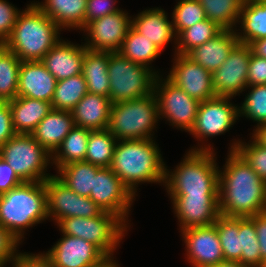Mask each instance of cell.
Returning a JSON list of instances; mask_svg holds the SVG:
<instances>
[{"label": "cell", "mask_w": 266, "mask_h": 267, "mask_svg": "<svg viewBox=\"0 0 266 267\" xmlns=\"http://www.w3.org/2000/svg\"><path fill=\"white\" fill-rule=\"evenodd\" d=\"M223 29L209 19L183 30L175 41V54H187L193 48L217 36Z\"/></svg>", "instance_id": "8d00e7d4"}, {"label": "cell", "mask_w": 266, "mask_h": 267, "mask_svg": "<svg viewBox=\"0 0 266 267\" xmlns=\"http://www.w3.org/2000/svg\"><path fill=\"white\" fill-rule=\"evenodd\" d=\"M131 26L152 41L161 52L169 42L177 40L172 21L168 20L167 13L161 8L143 10L135 18H131Z\"/></svg>", "instance_id": "7402d4cb"}, {"label": "cell", "mask_w": 266, "mask_h": 267, "mask_svg": "<svg viewBox=\"0 0 266 267\" xmlns=\"http://www.w3.org/2000/svg\"><path fill=\"white\" fill-rule=\"evenodd\" d=\"M100 167L85 161L72 162L57 169L55 176L80 196L90 197L94 176Z\"/></svg>", "instance_id": "f546056e"}, {"label": "cell", "mask_w": 266, "mask_h": 267, "mask_svg": "<svg viewBox=\"0 0 266 267\" xmlns=\"http://www.w3.org/2000/svg\"><path fill=\"white\" fill-rule=\"evenodd\" d=\"M250 89L244 102L238 107L239 117L245 116L257 123L256 126L266 123V84L248 86Z\"/></svg>", "instance_id": "b9f144b4"}, {"label": "cell", "mask_w": 266, "mask_h": 267, "mask_svg": "<svg viewBox=\"0 0 266 267\" xmlns=\"http://www.w3.org/2000/svg\"><path fill=\"white\" fill-rule=\"evenodd\" d=\"M15 133L31 134L52 110L50 102L17 96L9 101Z\"/></svg>", "instance_id": "484cf974"}, {"label": "cell", "mask_w": 266, "mask_h": 267, "mask_svg": "<svg viewBox=\"0 0 266 267\" xmlns=\"http://www.w3.org/2000/svg\"><path fill=\"white\" fill-rule=\"evenodd\" d=\"M241 258L244 267H261L260 245L256 236L254 222L249 217L239 218Z\"/></svg>", "instance_id": "f35d334b"}, {"label": "cell", "mask_w": 266, "mask_h": 267, "mask_svg": "<svg viewBox=\"0 0 266 267\" xmlns=\"http://www.w3.org/2000/svg\"><path fill=\"white\" fill-rule=\"evenodd\" d=\"M238 23L241 32H236L239 42L251 44L266 38V2L263 0H244ZM243 31V32H242Z\"/></svg>", "instance_id": "83f0119b"}, {"label": "cell", "mask_w": 266, "mask_h": 267, "mask_svg": "<svg viewBox=\"0 0 266 267\" xmlns=\"http://www.w3.org/2000/svg\"><path fill=\"white\" fill-rule=\"evenodd\" d=\"M266 84V58L251 52L248 69V86Z\"/></svg>", "instance_id": "bcb514c9"}, {"label": "cell", "mask_w": 266, "mask_h": 267, "mask_svg": "<svg viewBox=\"0 0 266 267\" xmlns=\"http://www.w3.org/2000/svg\"><path fill=\"white\" fill-rule=\"evenodd\" d=\"M90 131L78 126H74L70 130L52 155L51 161L55 164L56 169L72 162L84 161Z\"/></svg>", "instance_id": "4dcf8cb0"}, {"label": "cell", "mask_w": 266, "mask_h": 267, "mask_svg": "<svg viewBox=\"0 0 266 267\" xmlns=\"http://www.w3.org/2000/svg\"><path fill=\"white\" fill-rule=\"evenodd\" d=\"M230 100L231 97L216 96L201 101L194 126L189 133L202 141L201 139L208 140V137L228 132L239 117L238 105L235 106Z\"/></svg>", "instance_id": "4fadbf2b"}, {"label": "cell", "mask_w": 266, "mask_h": 267, "mask_svg": "<svg viewBox=\"0 0 266 267\" xmlns=\"http://www.w3.org/2000/svg\"><path fill=\"white\" fill-rule=\"evenodd\" d=\"M180 230L214 224L220 216L218 194L170 195Z\"/></svg>", "instance_id": "ac0fdd59"}, {"label": "cell", "mask_w": 266, "mask_h": 267, "mask_svg": "<svg viewBox=\"0 0 266 267\" xmlns=\"http://www.w3.org/2000/svg\"><path fill=\"white\" fill-rule=\"evenodd\" d=\"M74 126L72 112L52 109L31 134L53 155Z\"/></svg>", "instance_id": "cb8c5ba5"}, {"label": "cell", "mask_w": 266, "mask_h": 267, "mask_svg": "<svg viewBox=\"0 0 266 267\" xmlns=\"http://www.w3.org/2000/svg\"><path fill=\"white\" fill-rule=\"evenodd\" d=\"M48 218L44 182H23L0 195V225L21 241L24 230Z\"/></svg>", "instance_id": "5b68a950"}, {"label": "cell", "mask_w": 266, "mask_h": 267, "mask_svg": "<svg viewBox=\"0 0 266 267\" xmlns=\"http://www.w3.org/2000/svg\"><path fill=\"white\" fill-rule=\"evenodd\" d=\"M214 225L220 239L224 260L238 262L241 258L239 218L220 215Z\"/></svg>", "instance_id": "74e56055"}, {"label": "cell", "mask_w": 266, "mask_h": 267, "mask_svg": "<svg viewBox=\"0 0 266 267\" xmlns=\"http://www.w3.org/2000/svg\"><path fill=\"white\" fill-rule=\"evenodd\" d=\"M192 267H208L224 262L223 250L214 224L195 226L181 231Z\"/></svg>", "instance_id": "e0dca14e"}, {"label": "cell", "mask_w": 266, "mask_h": 267, "mask_svg": "<svg viewBox=\"0 0 266 267\" xmlns=\"http://www.w3.org/2000/svg\"><path fill=\"white\" fill-rule=\"evenodd\" d=\"M171 17L176 36L183 30L207 19L205 10L198 0L178 1Z\"/></svg>", "instance_id": "ab89813d"}, {"label": "cell", "mask_w": 266, "mask_h": 267, "mask_svg": "<svg viewBox=\"0 0 266 267\" xmlns=\"http://www.w3.org/2000/svg\"><path fill=\"white\" fill-rule=\"evenodd\" d=\"M154 139L117 141L110 169L136 196L140 183H163L165 163Z\"/></svg>", "instance_id": "7a4b0ae2"}, {"label": "cell", "mask_w": 266, "mask_h": 267, "mask_svg": "<svg viewBox=\"0 0 266 267\" xmlns=\"http://www.w3.org/2000/svg\"><path fill=\"white\" fill-rule=\"evenodd\" d=\"M249 218L254 222L256 236L260 245L261 267H266V211Z\"/></svg>", "instance_id": "f907efd6"}, {"label": "cell", "mask_w": 266, "mask_h": 267, "mask_svg": "<svg viewBox=\"0 0 266 267\" xmlns=\"http://www.w3.org/2000/svg\"><path fill=\"white\" fill-rule=\"evenodd\" d=\"M238 42L235 30H222L217 36L193 48L186 55L213 73L226 61Z\"/></svg>", "instance_id": "603a6c76"}, {"label": "cell", "mask_w": 266, "mask_h": 267, "mask_svg": "<svg viewBox=\"0 0 266 267\" xmlns=\"http://www.w3.org/2000/svg\"><path fill=\"white\" fill-rule=\"evenodd\" d=\"M250 138L248 144L240 140L233 142L229 151H236L266 183V146L253 136Z\"/></svg>", "instance_id": "60d3db41"}, {"label": "cell", "mask_w": 266, "mask_h": 267, "mask_svg": "<svg viewBox=\"0 0 266 267\" xmlns=\"http://www.w3.org/2000/svg\"><path fill=\"white\" fill-rule=\"evenodd\" d=\"M219 169V211L227 217H252L266 211V183L236 152Z\"/></svg>", "instance_id": "6da1fadb"}, {"label": "cell", "mask_w": 266, "mask_h": 267, "mask_svg": "<svg viewBox=\"0 0 266 267\" xmlns=\"http://www.w3.org/2000/svg\"><path fill=\"white\" fill-rule=\"evenodd\" d=\"M57 225L62 234L85 239L96 245L105 255H114L129 227L117 215L104 211L96 217L60 219Z\"/></svg>", "instance_id": "ba28073f"}, {"label": "cell", "mask_w": 266, "mask_h": 267, "mask_svg": "<svg viewBox=\"0 0 266 267\" xmlns=\"http://www.w3.org/2000/svg\"><path fill=\"white\" fill-rule=\"evenodd\" d=\"M109 52L85 50L82 75L87 83V92L109 97L108 76Z\"/></svg>", "instance_id": "f1b7e54d"}, {"label": "cell", "mask_w": 266, "mask_h": 267, "mask_svg": "<svg viewBox=\"0 0 266 267\" xmlns=\"http://www.w3.org/2000/svg\"><path fill=\"white\" fill-rule=\"evenodd\" d=\"M119 53L134 63L150 67L149 64L161 54V51L152 41L130 26Z\"/></svg>", "instance_id": "e575fe53"}, {"label": "cell", "mask_w": 266, "mask_h": 267, "mask_svg": "<svg viewBox=\"0 0 266 267\" xmlns=\"http://www.w3.org/2000/svg\"><path fill=\"white\" fill-rule=\"evenodd\" d=\"M20 241L11 231L0 225V266L7 262L12 263L17 258Z\"/></svg>", "instance_id": "7bdbcfd3"}, {"label": "cell", "mask_w": 266, "mask_h": 267, "mask_svg": "<svg viewBox=\"0 0 266 267\" xmlns=\"http://www.w3.org/2000/svg\"><path fill=\"white\" fill-rule=\"evenodd\" d=\"M20 12L6 0H0V44L9 39Z\"/></svg>", "instance_id": "ee69618b"}, {"label": "cell", "mask_w": 266, "mask_h": 267, "mask_svg": "<svg viewBox=\"0 0 266 267\" xmlns=\"http://www.w3.org/2000/svg\"><path fill=\"white\" fill-rule=\"evenodd\" d=\"M45 254L54 267H86L105 256L93 243L64 234Z\"/></svg>", "instance_id": "d6986e66"}, {"label": "cell", "mask_w": 266, "mask_h": 267, "mask_svg": "<svg viewBox=\"0 0 266 267\" xmlns=\"http://www.w3.org/2000/svg\"><path fill=\"white\" fill-rule=\"evenodd\" d=\"M173 66L166 78L198 101L216 97L212 73L186 54H175Z\"/></svg>", "instance_id": "2e32d148"}, {"label": "cell", "mask_w": 266, "mask_h": 267, "mask_svg": "<svg viewBox=\"0 0 266 267\" xmlns=\"http://www.w3.org/2000/svg\"><path fill=\"white\" fill-rule=\"evenodd\" d=\"M57 80L41 61H21L17 96L52 101Z\"/></svg>", "instance_id": "44dd1931"}, {"label": "cell", "mask_w": 266, "mask_h": 267, "mask_svg": "<svg viewBox=\"0 0 266 267\" xmlns=\"http://www.w3.org/2000/svg\"><path fill=\"white\" fill-rule=\"evenodd\" d=\"M87 93V83L82 74L59 80L51 101L52 109L71 112Z\"/></svg>", "instance_id": "d6a6232c"}, {"label": "cell", "mask_w": 266, "mask_h": 267, "mask_svg": "<svg viewBox=\"0 0 266 267\" xmlns=\"http://www.w3.org/2000/svg\"><path fill=\"white\" fill-rule=\"evenodd\" d=\"M158 71L109 52V99L112 104L145 97L153 92Z\"/></svg>", "instance_id": "52a82bcc"}, {"label": "cell", "mask_w": 266, "mask_h": 267, "mask_svg": "<svg viewBox=\"0 0 266 267\" xmlns=\"http://www.w3.org/2000/svg\"><path fill=\"white\" fill-rule=\"evenodd\" d=\"M47 196L48 217L57 223L69 217H96L103 210L90 198L80 196L55 175L44 181Z\"/></svg>", "instance_id": "8fae6325"}, {"label": "cell", "mask_w": 266, "mask_h": 267, "mask_svg": "<svg viewBox=\"0 0 266 267\" xmlns=\"http://www.w3.org/2000/svg\"><path fill=\"white\" fill-rule=\"evenodd\" d=\"M153 92L157 99L159 119L166 118L172 126L190 132L200 101L159 75L154 82Z\"/></svg>", "instance_id": "30bf717a"}, {"label": "cell", "mask_w": 266, "mask_h": 267, "mask_svg": "<svg viewBox=\"0 0 266 267\" xmlns=\"http://www.w3.org/2000/svg\"><path fill=\"white\" fill-rule=\"evenodd\" d=\"M15 134L9 102L0 101V148Z\"/></svg>", "instance_id": "c3c4849f"}, {"label": "cell", "mask_w": 266, "mask_h": 267, "mask_svg": "<svg viewBox=\"0 0 266 267\" xmlns=\"http://www.w3.org/2000/svg\"><path fill=\"white\" fill-rule=\"evenodd\" d=\"M206 18L223 30H235L244 0H198Z\"/></svg>", "instance_id": "1f68e13d"}, {"label": "cell", "mask_w": 266, "mask_h": 267, "mask_svg": "<svg viewBox=\"0 0 266 267\" xmlns=\"http://www.w3.org/2000/svg\"><path fill=\"white\" fill-rule=\"evenodd\" d=\"M34 4L50 17L60 29L82 30L85 26L87 0H44Z\"/></svg>", "instance_id": "4316f807"}, {"label": "cell", "mask_w": 266, "mask_h": 267, "mask_svg": "<svg viewBox=\"0 0 266 267\" xmlns=\"http://www.w3.org/2000/svg\"><path fill=\"white\" fill-rule=\"evenodd\" d=\"M58 25L31 3L21 11L4 45L21 61H41L61 39Z\"/></svg>", "instance_id": "277c9868"}, {"label": "cell", "mask_w": 266, "mask_h": 267, "mask_svg": "<svg viewBox=\"0 0 266 267\" xmlns=\"http://www.w3.org/2000/svg\"><path fill=\"white\" fill-rule=\"evenodd\" d=\"M251 52L249 44L238 42L226 61L212 73L217 96L233 98L246 90Z\"/></svg>", "instance_id": "5bb4252c"}, {"label": "cell", "mask_w": 266, "mask_h": 267, "mask_svg": "<svg viewBox=\"0 0 266 267\" xmlns=\"http://www.w3.org/2000/svg\"><path fill=\"white\" fill-rule=\"evenodd\" d=\"M208 267H244L239 262H230V261H224L222 263H218L216 265L208 266Z\"/></svg>", "instance_id": "11a10c76"}, {"label": "cell", "mask_w": 266, "mask_h": 267, "mask_svg": "<svg viewBox=\"0 0 266 267\" xmlns=\"http://www.w3.org/2000/svg\"><path fill=\"white\" fill-rule=\"evenodd\" d=\"M158 121L157 99L152 92L142 98L112 104L108 130L117 141L153 139Z\"/></svg>", "instance_id": "8992f818"}, {"label": "cell", "mask_w": 266, "mask_h": 267, "mask_svg": "<svg viewBox=\"0 0 266 267\" xmlns=\"http://www.w3.org/2000/svg\"><path fill=\"white\" fill-rule=\"evenodd\" d=\"M116 143L117 139L108 129L90 131L84 161L98 167H110Z\"/></svg>", "instance_id": "d590c367"}, {"label": "cell", "mask_w": 266, "mask_h": 267, "mask_svg": "<svg viewBox=\"0 0 266 267\" xmlns=\"http://www.w3.org/2000/svg\"><path fill=\"white\" fill-rule=\"evenodd\" d=\"M13 267H54L50 258L45 254L19 253L12 262Z\"/></svg>", "instance_id": "681fc988"}, {"label": "cell", "mask_w": 266, "mask_h": 267, "mask_svg": "<svg viewBox=\"0 0 266 267\" xmlns=\"http://www.w3.org/2000/svg\"><path fill=\"white\" fill-rule=\"evenodd\" d=\"M90 198L104 211L117 215L128 225V214L135 196L109 168L100 167L95 176Z\"/></svg>", "instance_id": "7c38bea8"}, {"label": "cell", "mask_w": 266, "mask_h": 267, "mask_svg": "<svg viewBox=\"0 0 266 267\" xmlns=\"http://www.w3.org/2000/svg\"><path fill=\"white\" fill-rule=\"evenodd\" d=\"M23 182L10 165L0 156V195Z\"/></svg>", "instance_id": "7dc6e473"}, {"label": "cell", "mask_w": 266, "mask_h": 267, "mask_svg": "<svg viewBox=\"0 0 266 267\" xmlns=\"http://www.w3.org/2000/svg\"><path fill=\"white\" fill-rule=\"evenodd\" d=\"M130 18L120 10L87 23L81 30L87 33L85 47L91 51L119 52L131 26Z\"/></svg>", "instance_id": "9a60e30c"}, {"label": "cell", "mask_w": 266, "mask_h": 267, "mask_svg": "<svg viewBox=\"0 0 266 267\" xmlns=\"http://www.w3.org/2000/svg\"><path fill=\"white\" fill-rule=\"evenodd\" d=\"M115 4L116 0H87L85 25L93 20L120 11L121 9L116 8Z\"/></svg>", "instance_id": "f6af8a7d"}, {"label": "cell", "mask_w": 266, "mask_h": 267, "mask_svg": "<svg viewBox=\"0 0 266 267\" xmlns=\"http://www.w3.org/2000/svg\"><path fill=\"white\" fill-rule=\"evenodd\" d=\"M21 60L4 44H0V101L17 97Z\"/></svg>", "instance_id": "836d02e7"}, {"label": "cell", "mask_w": 266, "mask_h": 267, "mask_svg": "<svg viewBox=\"0 0 266 267\" xmlns=\"http://www.w3.org/2000/svg\"><path fill=\"white\" fill-rule=\"evenodd\" d=\"M111 106L109 97L87 93L71 111L74 125L91 131L108 129Z\"/></svg>", "instance_id": "d4e9b609"}, {"label": "cell", "mask_w": 266, "mask_h": 267, "mask_svg": "<svg viewBox=\"0 0 266 267\" xmlns=\"http://www.w3.org/2000/svg\"><path fill=\"white\" fill-rule=\"evenodd\" d=\"M85 45L73 44L60 39L41 62L48 72L57 80H63L82 74Z\"/></svg>", "instance_id": "ffe728a7"}, {"label": "cell", "mask_w": 266, "mask_h": 267, "mask_svg": "<svg viewBox=\"0 0 266 267\" xmlns=\"http://www.w3.org/2000/svg\"><path fill=\"white\" fill-rule=\"evenodd\" d=\"M113 255H105L102 259L94 264L88 265L86 267H119L117 262L112 258Z\"/></svg>", "instance_id": "db71d44e"}, {"label": "cell", "mask_w": 266, "mask_h": 267, "mask_svg": "<svg viewBox=\"0 0 266 267\" xmlns=\"http://www.w3.org/2000/svg\"><path fill=\"white\" fill-rule=\"evenodd\" d=\"M250 46L255 55L266 58V38L253 41Z\"/></svg>", "instance_id": "816d5d0a"}, {"label": "cell", "mask_w": 266, "mask_h": 267, "mask_svg": "<svg viewBox=\"0 0 266 267\" xmlns=\"http://www.w3.org/2000/svg\"><path fill=\"white\" fill-rule=\"evenodd\" d=\"M190 149L183 161L169 171L165 166V187L168 195L218 194L219 167L211 145Z\"/></svg>", "instance_id": "3957f363"}, {"label": "cell", "mask_w": 266, "mask_h": 267, "mask_svg": "<svg viewBox=\"0 0 266 267\" xmlns=\"http://www.w3.org/2000/svg\"><path fill=\"white\" fill-rule=\"evenodd\" d=\"M252 134L258 142L266 146V123L256 126Z\"/></svg>", "instance_id": "f5cc1de1"}, {"label": "cell", "mask_w": 266, "mask_h": 267, "mask_svg": "<svg viewBox=\"0 0 266 267\" xmlns=\"http://www.w3.org/2000/svg\"><path fill=\"white\" fill-rule=\"evenodd\" d=\"M0 156L24 182H44L53 176L46 173L52 155L32 134L16 133L0 148Z\"/></svg>", "instance_id": "9c48e42d"}]
</instances>
